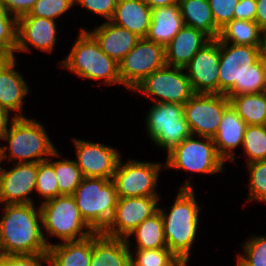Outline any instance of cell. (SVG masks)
<instances>
[{"mask_svg": "<svg viewBox=\"0 0 266 266\" xmlns=\"http://www.w3.org/2000/svg\"><path fill=\"white\" fill-rule=\"evenodd\" d=\"M246 122L237 114L231 104L225 109L216 135L213 137L218 154L224 161H235L236 147L243 144Z\"/></svg>", "mask_w": 266, "mask_h": 266, "instance_id": "obj_23", "label": "cell"}, {"mask_svg": "<svg viewBox=\"0 0 266 266\" xmlns=\"http://www.w3.org/2000/svg\"><path fill=\"white\" fill-rule=\"evenodd\" d=\"M7 11L17 19L28 14L37 0H0Z\"/></svg>", "mask_w": 266, "mask_h": 266, "instance_id": "obj_43", "label": "cell"}, {"mask_svg": "<svg viewBox=\"0 0 266 266\" xmlns=\"http://www.w3.org/2000/svg\"><path fill=\"white\" fill-rule=\"evenodd\" d=\"M3 140L8 142V147L0 146V164L7 158L18 163H39L47 161L50 156L61 157L44 126L28 117H15ZM6 151L10 153L7 155Z\"/></svg>", "mask_w": 266, "mask_h": 266, "instance_id": "obj_3", "label": "cell"}, {"mask_svg": "<svg viewBox=\"0 0 266 266\" xmlns=\"http://www.w3.org/2000/svg\"><path fill=\"white\" fill-rule=\"evenodd\" d=\"M35 191L45 198L43 202L61 195L54 167L48 161L38 163Z\"/></svg>", "mask_w": 266, "mask_h": 266, "instance_id": "obj_35", "label": "cell"}, {"mask_svg": "<svg viewBox=\"0 0 266 266\" xmlns=\"http://www.w3.org/2000/svg\"><path fill=\"white\" fill-rule=\"evenodd\" d=\"M88 32L99 43L101 49L117 63L126 56L140 39L135 33L110 21Z\"/></svg>", "mask_w": 266, "mask_h": 266, "instance_id": "obj_22", "label": "cell"}, {"mask_svg": "<svg viewBox=\"0 0 266 266\" xmlns=\"http://www.w3.org/2000/svg\"><path fill=\"white\" fill-rule=\"evenodd\" d=\"M7 58H5L4 56L0 55V65L6 60Z\"/></svg>", "mask_w": 266, "mask_h": 266, "instance_id": "obj_49", "label": "cell"}, {"mask_svg": "<svg viewBox=\"0 0 266 266\" xmlns=\"http://www.w3.org/2000/svg\"><path fill=\"white\" fill-rule=\"evenodd\" d=\"M75 163L83 177L112 179L120 159L118 150L99 143L74 139Z\"/></svg>", "mask_w": 266, "mask_h": 266, "instance_id": "obj_16", "label": "cell"}, {"mask_svg": "<svg viewBox=\"0 0 266 266\" xmlns=\"http://www.w3.org/2000/svg\"><path fill=\"white\" fill-rule=\"evenodd\" d=\"M146 120L150 139L168 153L192 135L184 117L182 104L154 103Z\"/></svg>", "mask_w": 266, "mask_h": 266, "instance_id": "obj_7", "label": "cell"}, {"mask_svg": "<svg viewBox=\"0 0 266 266\" xmlns=\"http://www.w3.org/2000/svg\"><path fill=\"white\" fill-rule=\"evenodd\" d=\"M38 163H17L9 171L0 166V204H32Z\"/></svg>", "mask_w": 266, "mask_h": 266, "instance_id": "obj_17", "label": "cell"}, {"mask_svg": "<svg viewBox=\"0 0 266 266\" xmlns=\"http://www.w3.org/2000/svg\"><path fill=\"white\" fill-rule=\"evenodd\" d=\"M210 40L203 32L184 25L165 47L166 65L185 68Z\"/></svg>", "mask_w": 266, "mask_h": 266, "instance_id": "obj_21", "label": "cell"}, {"mask_svg": "<svg viewBox=\"0 0 266 266\" xmlns=\"http://www.w3.org/2000/svg\"><path fill=\"white\" fill-rule=\"evenodd\" d=\"M189 182L186 180L179 188L176 200L168 214L164 209L158 208L163 218L167 248L186 264L198 232L200 210L194 193L195 189Z\"/></svg>", "mask_w": 266, "mask_h": 266, "instance_id": "obj_2", "label": "cell"}, {"mask_svg": "<svg viewBox=\"0 0 266 266\" xmlns=\"http://www.w3.org/2000/svg\"><path fill=\"white\" fill-rule=\"evenodd\" d=\"M195 136L191 135L170 151L164 167L209 175L222 172L225 161L218 154L213 138L202 137L203 142L194 139Z\"/></svg>", "mask_w": 266, "mask_h": 266, "instance_id": "obj_8", "label": "cell"}, {"mask_svg": "<svg viewBox=\"0 0 266 266\" xmlns=\"http://www.w3.org/2000/svg\"><path fill=\"white\" fill-rule=\"evenodd\" d=\"M178 5L184 25L203 32L210 39L218 38L220 29L215 25L207 0H179Z\"/></svg>", "mask_w": 266, "mask_h": 266, "instance_id": "obj_27", "label": "cell"}, {"mask_svg": "<svg viewBox=\"0 0 266 266\" xmlns=\"http://www.w3.org/2000/svg\"><path fill=\"white\" fill-rule=\"evenodd\" d=\"M211 8L215 25L221 29L234 19L235 7L239 0H207Z\"/></svg>", "mask_w": 266, "mask_h": 266, "instance_id": "obj_40", "label": "cell"}, {"mask_svg": "<svg viewBox=\"0 0 266 266\" xmlns=\"http://www.w3.org/2000/svg\"><path fill=\"white\" fill-rule=\"evenodd\" d=\"M262 42H261V47H260V57L263 60V63L266 67V33H263L262 35Z\"/></svg>", "mask_w": 266, "mask_h": 266, "instance_id": "obj_48", "label": "cell"}, {"mask_svg": "<svg viewBox=\"0 0 266 266\" xmlns=\"http://www.w3.org/2000/svg\"><path fill=\"white\" fill-rule=\"evenodd\" d=\"M263 32L256 21L233 19L220 29L219 42L261 47Z\"/></svg>", "mask_w": 266, "mask_h": 266, "instance_id": "obj_28", "label": "cell"}, {"mask_svg": "<svg viewBox=\"0 0 266 266\" xmlns=\"http://www.w3.org/2000/svg\"><path fill=\"white\" fill-rule=\"evenodd\" d=\"M9 114L10 112L8 110L0 107V140H3L4 135L7 133V130L10 127L9 122L11 123L15 118L14 116L10 119Z\"/></svg>", "mask_w": 266, "mask_h": 266, "instance_id": "obj_46", "label": "cell"}, {"mask_svg": "<svg viewBox=\"0 0 266 266\" xmlns=\"http://www.w3.org/2000/svg\"><path fill=\"white\" fill-rule=\"evenodd\" d=\"M184 26L178 4L152 9L146 39L166 47Z\"/></svg>", "mask_w": 266, "mask_h": 266, "instance_id": "obj_25", "label": "cell"}, {"mask_svg": "<svg viewBox=\"0 0 266 266\" xmlns=\"http://www.w3.org/2000/svg\"><path fill=\"white\" fill-rule=\"evenodd\" d=\"M256 0H239L235 7L234 19L255 21Z\"/></svg>", "mask_w": 266, "mask_h": 266, "instance_id": "obj_44", "label": "cell"}, {"mask_svg": "<svg viewBox=\"0 0 266 266\" xmlns=\"http://www.w3.org/2000/svg\"><path fill=\"white\" fill-rule=\"evenodd\" d=\"M230 100L225 94L195 93L184 105L183 113L191 134L213 138Z\"/></svg>", "mask_w": 266, "mask_h": 266, "instance_id": "obj_12", "label": "cell"}, {"mask_svg": "<svg viewBox=\"0 0 266 266\" xmlns=\"http://www.w3.org/2000/svg\"><path fill=\"white\" fill-rule=\"evenodd\" d=\"M15 63V58H11L0 65V107L9 112L17 111L15 117H25L21 113L29 88L24 77L15 70Z\"/></svg>", "mask_w": 266, "mask_h": 266, "instance_id": "obj_19", "label": "cell"}, {"mask_svg": "<svg viewBox=\"0 0 266 266\" xmlns=\"http://www.w3.org/2000/svg\"><path fill=\"white\" fill-rule=\"evenodd\" d=\"M266 92V67L260 57L244 75V94Z\"/></svg>", "mask_w": 266, "mask_h": 266, "instance_id": "obj_39", "label": "cell"}, {"mask_svg": "<svg viewBox=\"0 0 266 266\" xmlns=\"http://www.w3.org/2000/svg\"><path fill=\"white\" fill-rule=\"evenodd\" d=\"M40 208L32 204H5L0 220V255L48 252L52 243L42 232Z\"/></svg>", "mask_w": 266, "mask_h": 266, "instance_id": "obj_1", "label": "cell"}, {"mask_svg": "<svg viewBox=\"0 0 266 266\" xmlns=\"http://www.w3.org/2000/svg\"><path fill=\"white\" fill-rule=\"evenodd\" d=\"M0 266H6V265L0 260Z\"/></svg>", "mask_w": 266, "mask_h": 266, "instance_id": "obj_50", "label": "cell"}, {"mask_svg": "<svg viewBox=\"0 0 266 266\" xmlns=\"http://www.w3.org/2000/svg\"><path fill=\"white\" fill-rule=\"evenodd\" d=\"M184 70L165 65L149 74L133 91L142 92L156 103L184 105L195 94Z\"/></svg>", "mask_w": 266, "mask_h": 266, "instance_id": "obj_10", "label": "cell"}, {"mask_svg": "<svg viewBox=\"0 0 266 266\" xmlns=\"http://www.w3.org/2000/svg\"><path fill=\"white\" fill-rule=\"evenodd\" d=\"M130 241L110 237L102 232L92 234V256L90 266H131Z\"/></svg>", "mask_w": 266, "mask_h": 266, "instance_id": "obj_20", "label": "cell"}, {"mask_svg": "<svg viewBox=\"0 0 266 266\" xmlns=\"http://www.w3.org/2000/svg\"><path fill=\"white\" fill-rule=\"evenodd\" d=\"M159 199V196L118 198L113 217L102 233L126 238L140 223L158 212Z\"/></svg>", "mask_w": 266, "mask_h": 266, "instance_id": "obj_14", "label": "cell"}, {"mask_svg": "<svg viewBox=\"0 0 266 266\" xmlns=\"http://www.w3.org/2000/svg\"><path fill=\"white\" fill-rule=\"evenodd\" d=\"M243 243L245 255H238L240 266H266V236H252Z\"/></svg>", "mask_w": 266, "mask_h": 266, "instance_id": "obj_36", "label": "cell"}, {"mask_svg": "<svg viewBox=\"0 0 266 266\" xmlns=\"http://www.w3.org/2000/svg\"><path fill=\"white\" fill-rule=\"evenodd\" d=\"M78 39L61 66L77 76L103 80L105 85L121 84L118 63L110 58L100 47L95 38L82 28Z\"/></svg>", "mask_w": 266, "mask_h": 266, "instance_id": "obj_4", "label": "cell"}, {"mask_svg": "<svg viewBox=\"0 0 266 266\" xmlns=\"http://www.w3.org/2000/svg\"><path fill=\"white\" fill-rule=\"evenodd\" d=\"M57 36L56 22L51 19L22 16L18 18L17 30V51H29L28 44L45 51L52 53Z\"/></svg>", "mask_w": 266, "mask_h": 266, "instance_id": "obj_18", "label": "cell"}, {"mask_svg": "<svg viewBox=\"0 0 266 266\" xmlns=\"http://www.w3.org/2000/svg\"><path fill=\"white\" fill-rule=\"evenodd\" d=\"M121 162L120 158L112 178L118 198L159 196L155 187L162 164L136 160Z\"/></svg>", "mask_w": 266, "mask_h": 266, "instance_id": "obj_13", "label": "cell"}, {"mask_svg": "<svg viewBox=\"0 0 266 266\" xmlns=\"http://www.w3.org/2000/svg\"><path fill=\"white\" fill-rule=\"evenodd\" d=\"M73 5L75 0H37L31 11L23 16L42 17L55 21Z\"/></svg>", "mask_w": 266, "mask_h": 266, "instance_id": "obj_38", "label": "cell"}, {"mask_svg": "<svg viewBox=\"0 0 266 266\" xmlns=\"http://www.w3.org/2000/svg\"><path fill=\"white\" fill-rule=\"evenodd\" d=\"M39 207L46 234L56 236L62 242L81 240L95 233L81 217L72 195H60L42 202Z\"/></svg>", "mask_w": 266, "mask_h": 266, "instance_id": "obj_6", "label": "cell"}, {"mask_svg": "<svg viewBox=\"0 0 266 266\" xmlns=\"http://www.w3.org/2000/svg\"><path fill=\"white\" fill-rule=\"evenodd\" d=\"M0 260L6 266H43L42 264L44 262L50 265V258L48 252L37 253L32 255H0Z\"/></svg>", "mask_w": 266, "mask_h": 266, "instance_id": "obj_41", "label": "cell"}, {"mask_svg": "<svg viewBox=\"0 0 266 266\" xmlns=\"http://www.w3.org/2000/svg\"><path fill=\"white\" fill-rule=\"evenodd\" d=\"M255 21L259 25L261 31L266 33V0H256Z\"/></svg>", "mask_w": 266, "mask_h": 266, "instance_id": "obj_45", "label": "cell"}, {"mask_svg": "<svg viewBox=\"0 0 266 266\" xmlns=\"http://www.w3.org/2000/svg\"><path fill=\"white\" fill-rule=\"evenodd\" d=\"M229 100L247 125H266V92L235 95Z\"/></svg>", "mask_w": 266, "mask_h": 266, "instance_id": "obj_29", "label": "cell"}, {"mask_svg": "<svg viewBox=\"0 0 266 266\" xmlns=\"http://www.w3.org/2000/svg\"><path fill=\"white\" fill-rule=\"evenodd\" d=\"M259 58L260 47L220 42L219 94H244V75Z\"/></svg>", "mask_w": 266, "mask_h": 266, "instance_id": "obj_9", "label": "cell"}, {"mask_svg": "<svg viewBox=\"0 0 266 266\" xmlns=\"http://www.w3.org/2000/svg\"><path fill=\"white\" fill-rule=\"evenodd\" d=\"M18 19L0 1V55L7 59L15 58L17 48Z\"/></svg>", "mask_w": 266, "mask_h": 266, "instance_id": "obj_32", "label": "cell"}, {"mask_svg": "<svg viewBox=\"0 0 266 266\" xmlns=\"http://www.w3.org/2000/svg\"><path fill=\"white\" fill-rule=\"evenodd\" d=\"M53 167L61 195H73L84 178L74 160H47Z\"/></svg>", "mask_w": 266, "mask_h": 266, "instance_id": "obj_31", "label": "cell"}, {"mask_svg": "<svg viewBox=\"0 0 266 266\" xmlns=\"http://www.w3.org/2000/svg\"><path fill=\"white\" fill-rule=\"evenodd\" d=\"M151 9L178 4L179 0H144Z\"/></svg>", "mask_w": 266, "mask_h": 266, "instance_id": "obj_47", "label": "cell"}, {"mask_svg": "<svg viewBox=\"0 0 266 266\" xmlns=\"http://www.w3.org/2000/svg\"><path fill=\"white\" fill-rule=\"evenodd\" d=\"M72 196L85 222L95 232H102L112 219L118 200L114 181L84 177Z\"/></svg>", "mask_w": 266, "mask_h": 266, "instance_id": "obj_5", "label": "cell"}, {"mask_svg": "<svg viewBox=\"0 0 266 266\" xmlns=\"http://www.w3.org/2000/svg\"><path fill=\"white\" fill-rule=\"evenodd\" d=\"M250 175L248 201L266 202V160L247 164Z\"/></svg>", "mask_w": 266, "mask_h": 266, "instance_id": "obj_37", "label": "cell"}, {"mask_svg": "<svg viewBox=\"0 0 266 266\" xmlns=\"http://www.w3.org/2000/svg\"><path fill=\"white\" fill-rule=\"evenodd\" d=\"M132 235L136 236L137 246H135V249L167 248L163 218L159 211L140 223L125 239Z\"/></svg>", "mask_w": 266, "mask_h": 266, "instance_id": "obj_30", "label": "cell"}, {"mask_svg": "<svg viewBox=\"0 0 266 266\" xmlns=\"http://www.w3.org/2000/svg\"><path fill=\"white\" fill-rule=\"evenodd\" d=\"M165 65V47L146 38H140L118 62L121 85L134 90L149 74Z\"/></svg>", "mask_w": 266, "mask_h": 266, "instance_id": "obj_11", "label": "cell"}, {"mask_svg": "<svg viewBox=\"0 0 266 266\" xmlns=\"http://www.w3.org/2000/svg\"><path fill=\"white\" fill-rule=\"evenodd\" d=\"M152 20V9L144 0H118L110 22L145 38Z\"/></svg>", "mask_w": 266, "mask_h": 266, "instance_id": "obj_24", "label": "cell"}, {"mask_svg": "<svg viewBox=\"0 0 266 266\" xmlns=\"http://www.w3.org/2000/svg\"><path fill=\"white\" fill-rule=\"evenodd\" d=\"M118 0H75V3L80 4L97 15L111 20Z\"/></svg>", "mask_w": 266, "mask_h": 266, "instance_id": "obj_42", "label": "cell"}, {"mask_svg": "<svg viewBox=\"0 0 266 266\" xmlns=\"http://www.w3.org/2000/svg\"><path fill=\"white\" fill-rule=\"evenodd\" d=\"M48 254L50 266H90L92 235L81 240L52 244Z\"/></svg>", "mask_w": 266, "mask_h": 266, "instance_id": "obj_26", "label": "cell"}, {"mask_svg": "<svg viewBox=\"0 0 266 266\" xmlns=\"http://www.w3.org/2000/svg\"><path fill=\"white\" fill-rule=\"evenodd\" d=\"M247 164L266 160V125H247L242 144Z\"/></svg>", "mask_w": 266, "mask_h": 266, "instance_id": "obj_34", "label": "cell"}, {"mask_svg": "<svg viewBox=\"0 0 266 266\" xmlns=\"http://www.w3.org/2000/svg\"><path fill=\"white\" fill-rule=\"evenodd\" d=\"M135 256L131 253V266H186L168 248L163 249H136ZM135 257V258H134Z\"/></svg>", "mask_w": 266, "mask_h": 266, "instance_id": "obj_33", "label": "cell"}, {"mask_svg": "<svg viewBox=\"0 0 266 266\" xmlns=\"http://www.w3.org/2000/svg\"><path fill=\"white\" fill-rule=\"evenodd\" d=\"M220 42L211 39L185 67L194 93L219 94Z\"/></svg>", "mask_w": 266, "mask_h": 266, "instance_id": "obj_15", "label": "cell"}]
</instances>
